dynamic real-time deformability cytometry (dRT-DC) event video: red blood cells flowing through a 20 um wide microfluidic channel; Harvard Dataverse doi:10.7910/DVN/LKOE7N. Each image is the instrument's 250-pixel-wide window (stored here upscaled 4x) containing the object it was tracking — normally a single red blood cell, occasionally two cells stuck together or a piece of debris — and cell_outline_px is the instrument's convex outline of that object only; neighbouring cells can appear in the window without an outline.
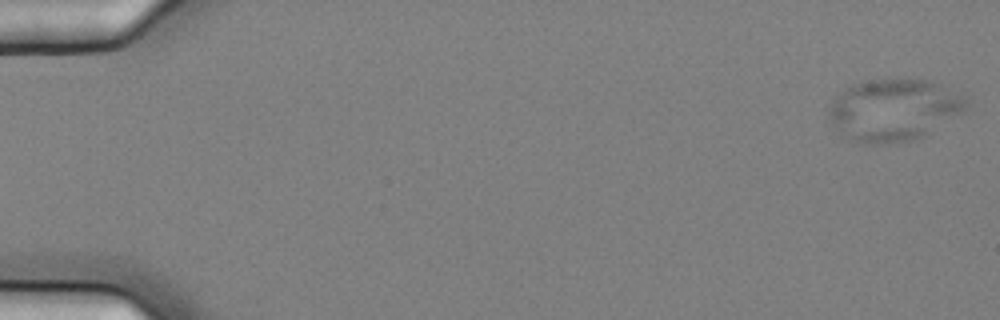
{"species": "common noctule bat (a hibernating species)", "species_latin": "Nyctalus noctula", "temperature_condition": "cold", "stored_images_in_passage": 57, "camera_frame_rate_fps": 3000, "um_per_image_px": 0.085, "animal": {"sex": "female", "body_mass_g": 25.1}, "frame": {"image": 1, "passage_image": 1, "time_ms": 0.0, "image_size_px": [1000, 320], "cell_outline_px": [[968, 104], [960, 112], [924, 136], [912, 140], [884, 144], [868, 144], [852, 140], [836, 128], [828, 116], [828, 108], [832, 100], [840, 92], [852, 84], [872, 80], [928, 80], [964, 96], [968, 100]], "centroid_in_image_um": [75.92, 9.35], "position_along_channel_um": 9.1, "area_um2": 48.67}}
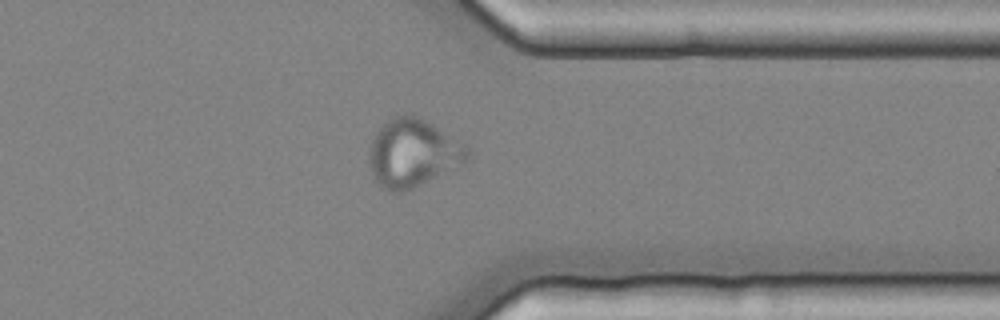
{"frame": {"image": 2, "passage_image": 45, "time_ms": 14.667, "image_size_px": [1000, 320], "cell_outline_px": [[472, 156], [420, 184], [412, 188], [400, 192], [388, 192], [372, 176], [372, 140], [376, 132], [392, 116], [420, 116], [464, 144], [468, 148]], "centroid_in_image_um": [35.09, 12.99], "position_along_channel_um": 376.3, "area_um2": 37.34}}
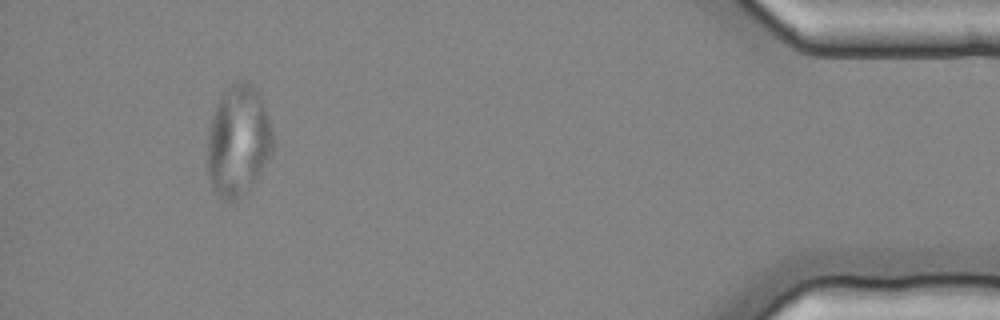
{"frame": {"image": 3, "passage_image": 53, "time_ms": 17.333, "image_size_px": [1000, 320], "cell_outline_px": [[272, 152], [252, 184], [240, 196], [232, 200], [220, 200], [212, 188], [208, 176], [208, 136], [216, 104], [224, 92], [232, 84], [240, 80], [248, 80], [260, 92], [268, 116], [272, 132]], "centroid_in_image_um": [20.24, 11.94], "position_along_channel_um": 415.0, "area_um2": 41.91}}